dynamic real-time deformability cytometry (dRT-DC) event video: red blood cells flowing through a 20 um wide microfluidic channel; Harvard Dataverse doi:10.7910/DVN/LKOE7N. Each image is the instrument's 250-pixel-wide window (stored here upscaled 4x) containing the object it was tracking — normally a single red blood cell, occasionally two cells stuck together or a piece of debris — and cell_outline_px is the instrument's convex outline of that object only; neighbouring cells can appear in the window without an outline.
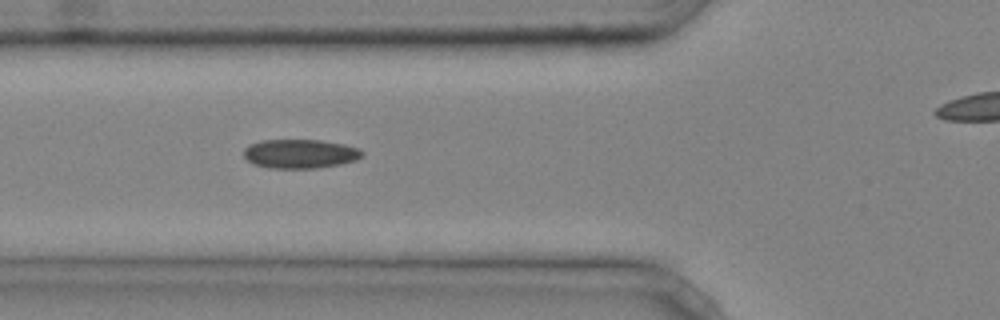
{"species": "common noctule bat (a hibernating species)", "species_latin": "Nyctalus noctula", "temperature_condition": "cold", "stored_images_in_passage": 17, "camera_frame_rate_fps": 3000, "um_per_image_px": 0.085, "animal": {"sex": "male", "body_mass_g": 20.4}, "frame": {"image": 1, "passage_image": 6, "time_ms": 1.667, "image_size_px": [1000, 320], "cell_outline_px": [[364, 156], [356, 160], [340, 164], [312, 168], [268, 168], [252, 164], [244, 156], [244, 148], [248, 144], [260, 140], [320, 140], [344, 144], [360, 148], [364, 152]], "centroid_in_image_um": [25.5, 13.06], "position_along_channel_um": 100.3, "area_um2": 20.23}}